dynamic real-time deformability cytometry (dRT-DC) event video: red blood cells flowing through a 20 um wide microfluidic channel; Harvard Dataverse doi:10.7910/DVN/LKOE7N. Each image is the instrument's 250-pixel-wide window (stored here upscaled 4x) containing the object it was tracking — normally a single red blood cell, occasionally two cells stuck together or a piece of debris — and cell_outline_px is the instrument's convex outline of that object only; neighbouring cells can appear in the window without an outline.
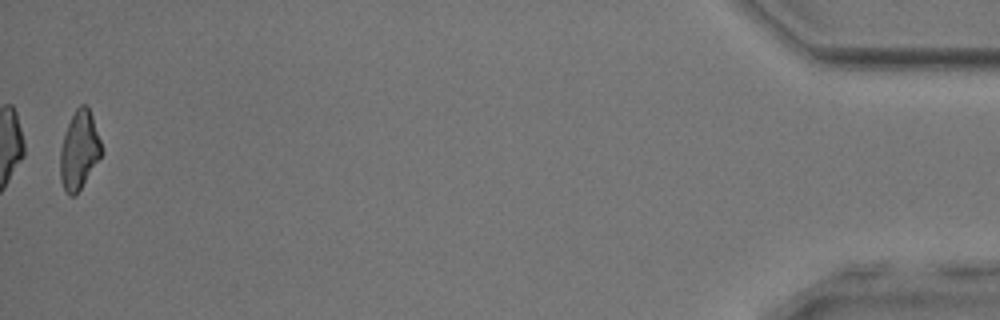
{"species": "common noctule bat (a hibernating species)", "species_latin": "Nyctalus noctula", "temperature_condition": "room temperature", "stored_images_in_passage": 35, "camera_frame_rate_fps": 3000, "um_per_image_px": 0.085, "animal": {"sex": "male", "body_mass_g": 17.9, "forearm_length_mm": 54.2}, "frame": {"image": 1, "passage_image": 35, "time_ms": 11.333, "image_size_px": [1000, 320], "cell_outline_px": [[100, 156], [80, 188], [72, 196], [68, 196], [64, 192], [60, 180], [60, 148], [68, 124], [76, 108], [80, 104], [84, 104], [88, 108], [92, 116], [100, 140]], "centroid_in_image_um": [6.69, 12.78], "position_along_channel_um": 428.5, "area_um2": 18.26}, "authors_computed_cell_mechanics": {"area_um2": 19.5942, "velocity_mm_per_s": 4.01, "shape_relaxation_time_tau1_ms": 8.8326, "shape_relaxation_time_tau2_ms": 3.9756, "deformation_change_tau1": 0.2589, "deformation_change_tau2": 0.1661}}